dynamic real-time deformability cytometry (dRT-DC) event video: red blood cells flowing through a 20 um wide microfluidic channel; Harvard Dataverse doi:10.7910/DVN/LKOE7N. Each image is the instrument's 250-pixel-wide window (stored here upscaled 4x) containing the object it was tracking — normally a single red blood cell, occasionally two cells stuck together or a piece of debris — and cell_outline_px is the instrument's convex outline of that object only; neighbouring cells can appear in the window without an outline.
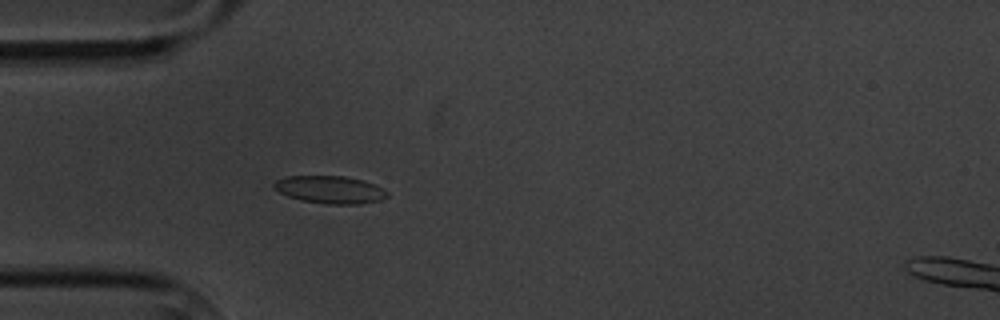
{"species": "common noctule bat (a hibernating species)", "species_latin": "Nyctalus noctula", "temperature_condition": "cold", "stored_images_in_passage": 4, "camera_frame_rate_fps": 3000, "um_per_image_px": 0.085, "animal": {"sex": "male", "body_mass_g": 20.1, "forearm_length_mm": 53.5}, "frame": {"image": 1, "passage_image": 4, "time_ms": 3.667, "image_size_px": [1000, 320], "cell_outline_px": [[388, 196], [380, 200], [360, 204], [328, 204], [300, 200], [288, 196], [280, 192], [272, 184], [276, 180], [288, 176], [344, 176], [364, 180], [388, 192]], "centroid_in_image_um": [28.05, 16.12], "position_along_channel_um": 57.0, "area_um2": 18.03}}